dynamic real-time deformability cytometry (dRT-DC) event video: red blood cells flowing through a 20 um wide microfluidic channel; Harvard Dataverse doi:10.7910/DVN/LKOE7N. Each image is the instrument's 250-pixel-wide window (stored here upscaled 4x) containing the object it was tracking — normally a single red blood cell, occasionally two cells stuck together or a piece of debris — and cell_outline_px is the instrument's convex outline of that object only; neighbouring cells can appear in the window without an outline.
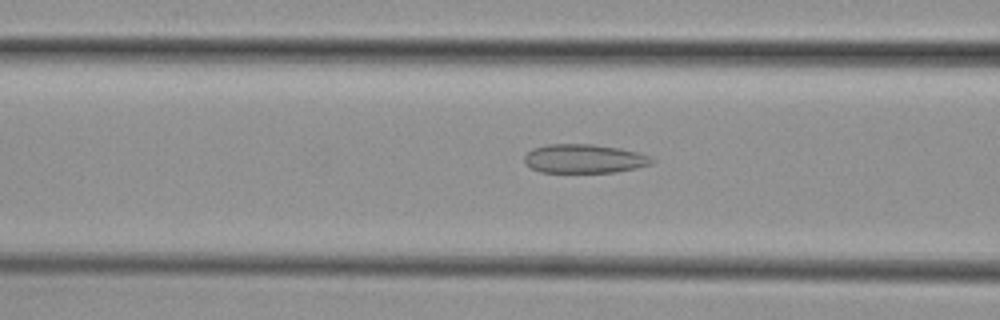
{"species": "common noctule bat (a hibernating species)", "species_latin": "Nyctalus noctula", "temperature_condition": "cold", "stored_images_in_passage": 53, "camera_frame_rate_fps": 3000, "um_per_image_px": 0.085, "animal": {"sex": "female", "body_mass_g": 29.2, "forearm_length_mm": 56.3}, "frame": {"image": 1, "passage_image": 20, "time_ms": 6.333, "image_size_px": [1000, 320], "cell_outline_px": [[656, 160], [652, 164], [636, 168], [616, 172], [540, 172], [524, 164], [524, 156], [532, 148], [548, 144], [592, 144], [620, 148], [636, 152], [648, 156]], "centroid_in_image_um": [49.64, 13.49], "position_along_channel_um": 117.0, "area_um2": 21.5}}
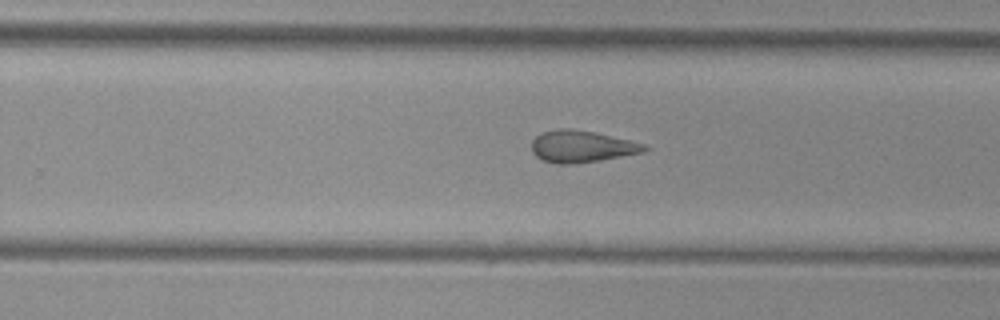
{"frame": {"image": 2, "passage_image": 33, "time_ms": 10.667, "image_size_px": [1000, 320], "cell_outline_px": [[652, 148], [644, 152], [600, 160], [572, 164], [556, 164], [540, 160], [532, 152], [532, 140], [536, 136], [544, 132], [556, 128], [572, 128], [592, 132], [628, 140], [644, 144]], "centroid_in_image_um": [49.41, 12.46], "position_along_channel_um": 280.4, "area_um2": 20.92}}
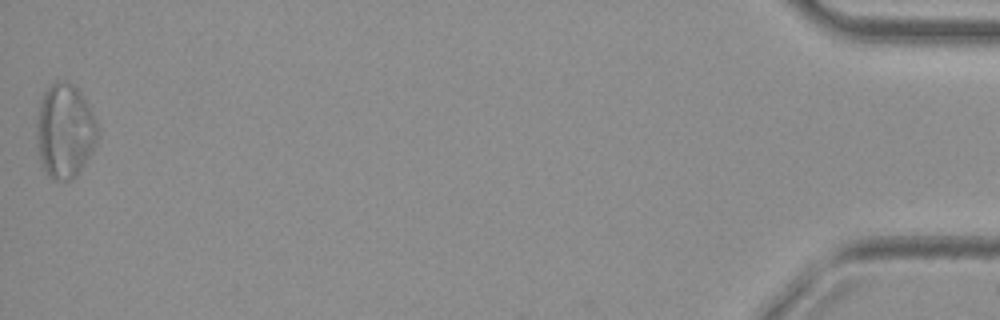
{"frame": {"image": 3, "passage_image": 53, "time_ms": 17.333, "image_size_px": [1000, 320], "cell_outline_px": [[100, 136], [96, 144], [76, 176], [68, 180], [52, 180], [48, 176], [40, 160], [36, 136], [36, 124], [40, 100], [44, 92], [56, 80], [68, 80], [80, 92], [100, 128]], "centroid_in_image_um": [5.51, 11.12], "position_along_channel_um": 429.7, "area_um2": 33.64}, "authors_computed_cell_mechanics": {"area_um2": 23.1778, "velocity_mm_per_s": 3.7744, "shape_relaxation_time_tau1_ms": null, "shape_relaxation_time_tau2_ms": 2.8953, "deformation_change_tau1": null, "deformation_change_tau2": 0.1176}}